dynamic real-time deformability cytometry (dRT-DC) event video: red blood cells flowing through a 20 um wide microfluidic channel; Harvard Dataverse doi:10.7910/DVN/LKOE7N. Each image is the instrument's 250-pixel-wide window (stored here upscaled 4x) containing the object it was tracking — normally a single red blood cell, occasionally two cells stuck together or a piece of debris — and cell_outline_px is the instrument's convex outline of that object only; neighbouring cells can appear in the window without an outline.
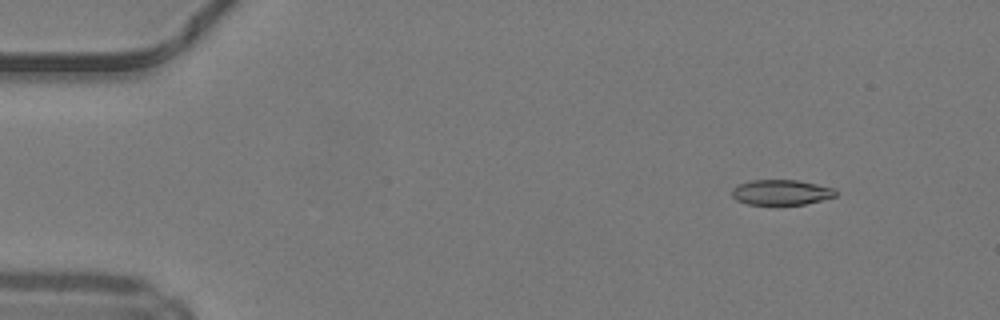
{"species": "common noctule bat (a hibernating species)", "species_latin": "Nyctalus noctula", "temperature_condition": "warm", "stored_images_in_passage": 46, "camera_frame_rate_fps": 3000, "um_per_image_px": 0.085, "animal": {"sex": "male", "body_mass_g": 19.2, "forearm_length_mm": 51.8}, "frame": {"image": 1, "passage_image": 3, "time_ms": 0.667, "image_size_px": [1000, 320], "cell_outline_px": [[836, 196], [804, 204], [776, 208], [748, 204], [736, 200], [732, 196], [732, 188], [740, 184], [752, 180], [796, 180], [836, 188]], "centroid_in_image_um": [66.38, 16.4], "position_along_channel_um": 18.6, "area_um2": 15.9}}
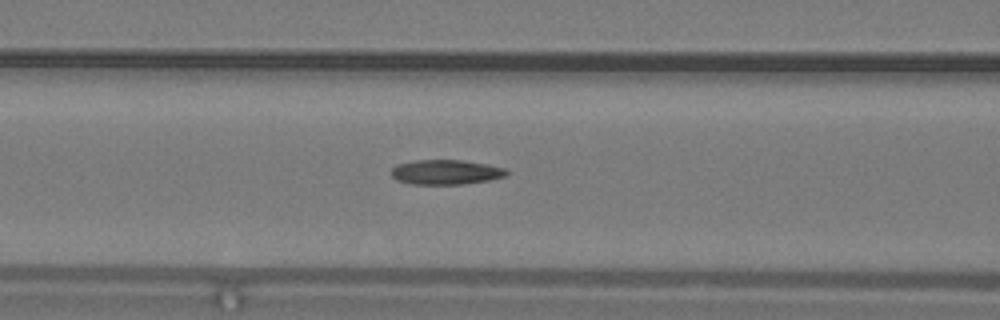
{"frame": {"image": 2, "passage_image": 18, "time_ms": 5.667, "image_size_px": [1000, 320], "cell_outline_px": [[508, 176], [488, 180], [460, 184], [412, 184], [396, 180], [392, 176], [392, 168], [396, 164], [416, 160], [464, 160], [488, 164], [504, 168], [508, 172]], "centroid_in_image_um": [37.9, 14.62], "position_along_channel_um": 128.7, "area_um2": 16.65}}
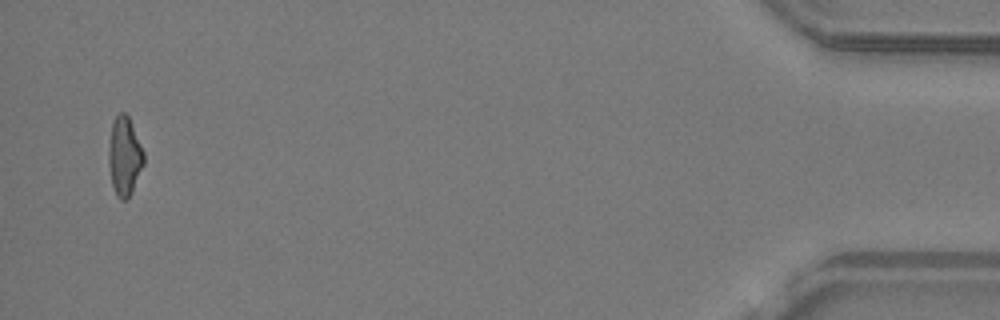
{"frame": {"image": 3, "passage_image": 45, "time_ms": 14.667, "image_size_px": [1000, 320], "cell_outline_px": [[144, 164], [132, 192], [124, 200], [120, 200], [116, 196], [112, 184], [108, 164], [108, 148], [112, 124], [116, 116], [120, 112], [124, 112], [128, 116], [144, 152]], "centroid_in_image_um": [10.57, 13.3], "position_along_channel_um": 424.6, "area_um2": 16.07}, "authors_computed_cell_mechanics": {"area_um2": 16.3574, "velocity_mm_per_s": 4.2488, "shape_relaxation_time_tau1_ms": null, "shape_relaxation_time_tau2_ms": 6.6092, "deformation_change_tau1": null, "deformation_change_tau2": 0.1706}}